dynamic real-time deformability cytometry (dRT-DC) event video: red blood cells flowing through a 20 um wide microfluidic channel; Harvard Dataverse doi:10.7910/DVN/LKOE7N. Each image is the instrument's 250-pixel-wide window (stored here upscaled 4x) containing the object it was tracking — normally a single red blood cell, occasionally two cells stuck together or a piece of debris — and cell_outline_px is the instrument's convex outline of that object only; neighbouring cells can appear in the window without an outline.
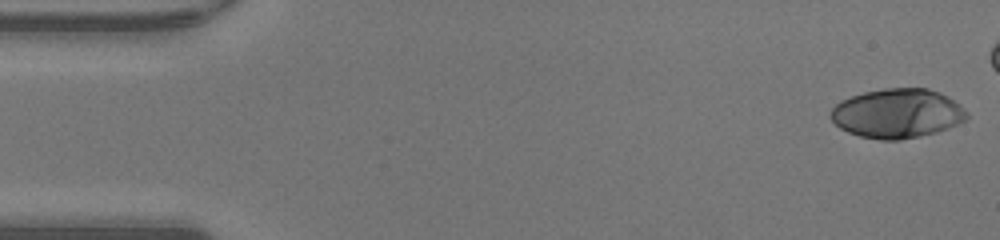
{"species": "human", "species_latin": "Homo sapiens", "temperature_condition": "warm", "stored_images_in_passage": 44, "camera_frame_rate_fps": 3000, "um_per_image_px": 0.085, "donor": {"sex": "male"}, "frame": {"image": 1, "passage_image": 1, "time_ms": 0.0, "image_size_px": [1000, 240], "cell_outline_px": [[968, 116], [964, 120], [948, 128], [936, 132], [900, 140], [880, 140], [860, 136], [848, 132], [840, 128], [828, 116], [832, 108], [840, 100], [864, 92], [884, 88], [928, 88], [940, 92], [948, 96], [968, 112]], "centroid_in_image_um": [76.25, 9.63], "position_along_channel_um": 8.8, "area_um2": 39.13}}
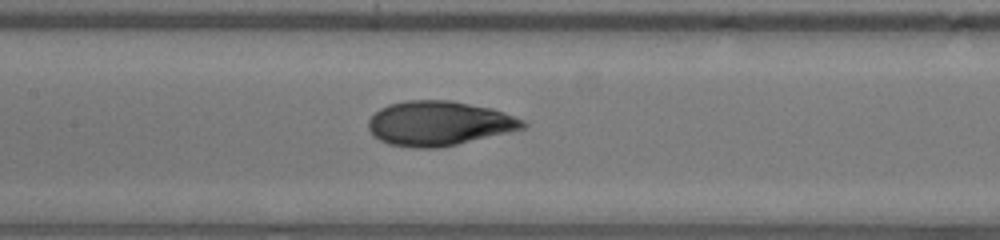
{"frame": {"image": 2, "passage_image": 22, "time_ms": 7.0, "image_size_px": [1000, 240], "cell_outline_px": [[528, 124], [524, 128], [508, 132], [456, 144], [436, 148], [416, 148], [388, 144], [380, 140], [368, 128], [368, 120], [380, 108], [388, 104], [404, 100], [452, 100], [492, 108], [504, 112], [524, 120]], "centroid_in_image_um": [37.31, 10.47], "position_along_channel_um": 170.1, "area_um2": 40.0}}
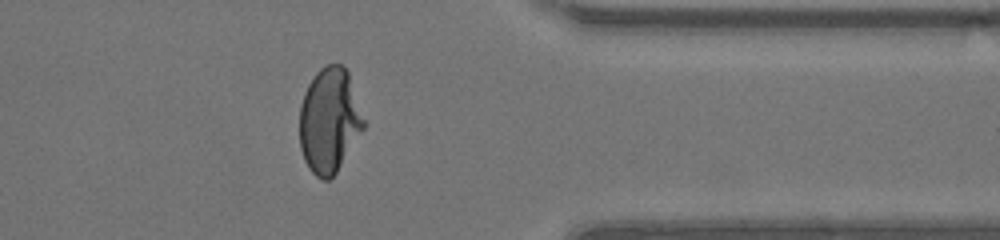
{"frame": {"image": 3, "passage_image": 38, "time_ms": 12.333, "image_size_px": [1000, 240], "cell_outline_px": [[364, 128], [336, 172], [328, 180], [324, 180], [316, 176], [308, 168], [304, 160], [300, 148], [300, 104], [304, 92], [308, 84], [316, 72], [320, 68], [328, 64], [340, 64], [348, 72], [364, 120]], "centroid_in_image_um": [27.97, 10.24], "position_along_channel_um": 383.4, "area_um2": 38.84}, "authors_computed_cell_mechanics": {"area_um2": 38.8127, "velocity_mm_per_s": 4.2886, "shape_relaxation_time_tau1_ms": 5.5093, "shape_relaxation_time_tau2_ms": null, "deformation_change_tau1": 0.2601, "deformation_change_tau2": null}}